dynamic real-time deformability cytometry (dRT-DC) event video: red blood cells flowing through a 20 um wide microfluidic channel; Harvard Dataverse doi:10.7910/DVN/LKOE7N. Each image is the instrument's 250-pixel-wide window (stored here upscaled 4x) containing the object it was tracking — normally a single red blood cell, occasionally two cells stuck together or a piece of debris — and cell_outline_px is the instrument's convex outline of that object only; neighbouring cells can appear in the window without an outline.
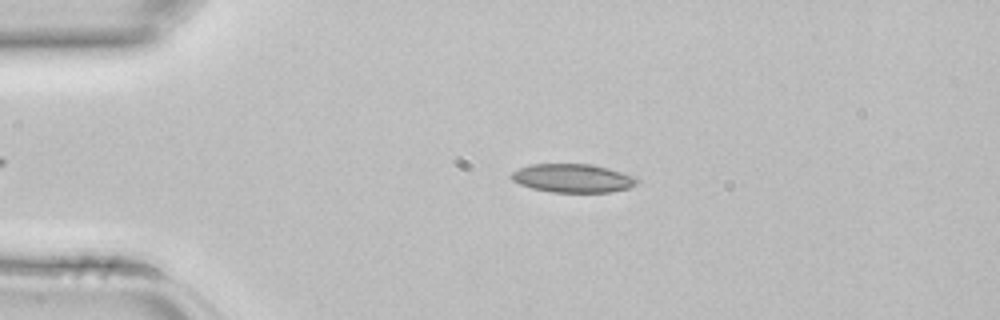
{"species": "common noctule bat (a hibernating species)", "species_latin": "Nyctalus noctula", "temperature_condition": "room temperature", "stored_images_in_passage": 2, "camera_frame_rate_fps": 3000, "um_per_image_px": 0.085, "animal": {"sex": "female", "body_mass_g": 22.7, "forearm_length_mm": 54.2}, "frame": {"image": 1, "passage_image": 2, "time_ms": 0.333, "image_size_px": [1000, 320], "cell_outline_px": [[636, 184], [628, 188], [612, 192], [552, 192], [532, 188], [520, 184], [512, 180], [512, 172], [520, 168], [532, 164], [588, 164], [608, 168], [632, 176], [636, 180]], "centroid_in_image_um": [48.66, 15.15], "position_along_channel_um": 36.3, "area_um2": 20.52}}